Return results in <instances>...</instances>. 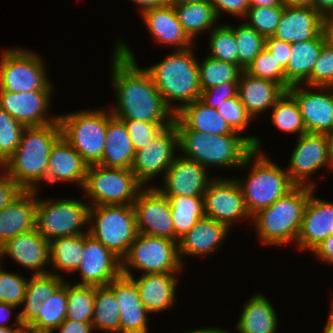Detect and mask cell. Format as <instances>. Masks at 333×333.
Instances as JSON below:
<instances>
[{
  "mask_svg": "<svg viewBox=\"0 0 333 333\" xmlns=\"http://www.w3.org/2000/svg\"><path fill=\"white\" fill-rule=\"evenodd\" d=\"M174 226V241L178 242L205 216L203 196H166Z\"/></svg>",
  "mask_w": 333,
  "mask_h": 333,
  "instance_id": "cell-36",
  "label": "cell"
},
{
  "mask_svg": "<svg viewBox=\"0 0 333 333\" xmlns=\"http://www.w3.org/2000/svg\"><path fill=\"white\" fill-rule=\"evenodd\" d=\"M131 1L140 6L141 12L147 9L165 6L170 3V0H131Z\"/></svg>",
  "mask_w": 333,
  "mask_h": 333,
  "instance_id": "cell-59",
  "label": "cell"
},
{
  "mask_svg": "<svg viewBox=\"0 0 333 333\" xmlns=\"http://www.w3.org/2000/svg\"><path fill=\"white\" fill-rule=\"evenodd\" d=\"M333 8V0H314V9L322 16Z\"/></svg>",
  "mask_w": 333,
  "mask_h": 333,
  "instance_id": "cell-62",
  "label": "cell"
},
{
  "mask_svg": "<svg viewBox=\"0 0 333 333\" xmlns=\"http://www.w3.org/2000/svg\"><path fill=\"white\" fill-rule=\"evenodd\" d=\"M313 189L294 186L271 206L252 216L262 243L271 246L297 241L304 209Z\"/></svg>",
  "mask_w": 333,
  "mask_h": 333,
  "instance_id": "cell-5",
  "label": "cell"
},
{
  "mask_svg": "<svg viewBox=\"0 0 333 333\" xmlns=\"http://www.w3.org/2000/svg\"><path fill=\"white\" fill-rule=\"evenodd\" d=\"M76 271L82 279L77 284L106 286L122 274L121 259L86 233L82 262Z\"/></svg>",
  "mask_w": 333,
  "mask_h": 333,
  "instance_id": "cell-17",
  "label": "cell"
},
{
  "mask_svg": "<svg viewBox=\"0 0 333 333\" xmlns=\"http://www.w3.org/2000/svg\"><path fill=\"white\" fill-rule=\"evenodd\" d=\"M27 282L17 274L2 270L0 265V302L23 305Z\"/></svg>",
  "mask_w": 333,
  "mask_h": 333,
  "instance_id": "cell-50",
  "label": "cell"
},
{
  "mask_svg": "<svg viewBox=\"0 0 333 333\" xmlns=\"http://www.w3.org/2000/svg\"><path fill=\"white\" fill-rule=\"evenodd\" d=\"M289 164L286 170L290 181L295 186H308L316 189V184L306 183L308 176L326 164L333 168L328 155L326 135L306 133L299 136Z\"/></svg>",
  "mask_w": 333,
  "mask_h": 333,
  "instance_id": "cell-16",
  "label": "cell"
},
{
  "mask_svg": "<svg viewBox=\"0 0 333 333\" xmlns=\"http://www.w3.org/2000/svg\"><path fill=\"white\" fill-rule=\"evenodd\" d=\"M205 216L227 225L240 218H252L237 180L214 178L204 192Z\"/></svg>",
  "mask_w": 333,
  "mask_h": 333,
  "instance_id": "cell-15",
  "label": "cell"
},
{
  "mask_svg": "<svg viewBox=\"0 0 333 333\" xmlns=\"http://www.w3.org/2000/svg\"><path fill=\"white\" fill-rule=\"evenodd\" d=\"M59 333H91L93 329L92 322H78L65 319L57 328Z\"/></svg>",
  "mask_w": 333,
  "mask_h": 333,
  "instance_id": "cell-57",
  "label": "cell"
},
{
  "mask_svg": "<svg viewBox=\"0 0 333 333\" xmlns=\"http://www.w3.org/2000/svg\"><path fill=\"white\" fill-rule=\"evenodd\" d=\"M144 186L131 169L89 165L82 189L97 205H130Z\"/></svg>",
  "mask_w": 333,
  "mask_h": 333,
  "instance_id": "cell-11",
  "label": "cell"
},
{
  "mask_svg": "<svg viewBox=\"0 0 333 333\" xmlns=\"http://www.w3.org/2000/svg\"><path fill=\"white\" fill-rule=\"evenodd\" d=\"M265 48L273 54V57L280 62L281 66L286 69L291 52V43L277 38H265Z\"/></svg>",
  "mask_w": 333,
  "mask_h": 333,
  "instance_id": "cell-55",
  "label": "cell"
},
{
  "mask_svg": "<svg viewBox=\"0 0 333 333\" xmlns=\"http://www.w3.org/2000/svg\"><path fill=\"white\" fill-rule=\"evenodd\" d=\"M130 266L143 271L142 274H177L183 267L178 253V242L165 237L138 233L121 260L123 275L134 276L129 269Z\"/></svg>",
  "mask_w": 333,
  "mask_h": 333,
  "instance_id": "cell-9",
  "label": "cell"
},
{
  "mask_svg": "<svg viewBox=\"0 0 333 333\" xmlns=\"http://www.w3.org/2000/svg\"><path fill=\"white\" fill-rule=\"evenodd\" d=\"M135 152L124 122L109 111L106 143L99 165L107 168L131 169Z\"/></svg>",
  "mask_w": 333,
  "mask_h": 333,
  "instance_id": "cell-32",
  "label": "cell"
},
{
  "mask_svg": "<svg viewBox=\"0 0 333 333\" xmlns=\"http://www.w3.org/2000/svg\"><path fill=\"white\" fill-rule=\"evenodd\" d=\"M322 24H333V8L322 16Z\"/></svg>",
  "mask_w": 333,
  "mask_h": 333,
  "instance_id": "cell-69",
  "label": "cell"
},
{
  "mask_svg": "<svg viewBox=\"0 0 333 333\" xmlns=\"http://www.w3.org/2000/svg\"><path fill=\"white\" fill-rule=\"evenodd\" d=\"M322 32V15L313 7L284 6L274 38L291 44L315 39Z\"/></svg>",
  "mask_w": 333,
  "mask_h": 333,
  "instance_id": "cell-24",
  "label": "cell"
},
{
  "mask_svg": "<svg viewBox=\"0 0 333 333\" xmlns=\"http://www.w3.org/2000/svg\"><path fill=\"white\" fill-rule=\"evenodd\" d=\"M90 204L74 199L38 200L35 229L47 240L89 233L81 227L89 223ZM86 232V233H85Z\"/></svg>",
  "mask_w": 333,
  "mask_h": 333,
  "instance_id": "cell-10",
  "label": "cell"
},
{
  "mask_svg": "<svg viewBox=\"0 0 333 333\" xmlns=\"http://www.w3.org/2000/svg\"><path fill=\"white\" fill-rule=\"evenodd\" d=\"M238 96V82H224L201 92L200 100L208 107L216 109L228 98Z\"/></svg>",
  "mask_w": 333,
  "mask_h": 333,
  "instance_id": "cell-53",
  "label": "cell"
},
{
  "mask_svg": "<svg viewBox=\"0 0 333 333\" xmlns=\"http://www.w3.org/2000/svg\"><path fill=\"white\" fill-rule=\"evenodd\" d=\"M89 235L121 260L135 240L138 230L133 205H90Z\"/></svg>",
  "mask_w": 333,
  "mask_h": 333,
  "instance_id": "cell-7",
  "label": "cell"
},
{
  "mask_svg": "<svg viewBox=\"0 0 333 333\" xmlns=\"http://www.w3.org/2000/svg\"><path fill=\"white\" fill-rule=\"evenodd\" d=\"M284 6L283 0H250V7Z\"/></svg>",
  "mask_w": 333,
  "mask_h": 333,
  "instance_id": "cell-61",
  "label": "cell"
},
{
  "mask_svg": "<svg viewBox=\"0 0 333 333\" xmlns=\"http://www.w3.org/2000/svg\"><path fill=\"white\" fill-rule=\"evenodd\" d=\"M112 61V84L117 107L110 111L120 120H140L155 124H172L175 113L165 104L152 76L139 68L129 45L117 42Z\"/></svg>",
  "mask_w": 333,
  "mask_h": 333,
  "instance_id": "cell-1",
  "label": "cell"
},
{
  "mask_svg": "<svg viewBox=\"0 0 333 333\" xmlns=\"http://www.w3.org/2000/svg\"><path fill=\"white\" fill-rule=\"evenodd\" d=\"M66 311L67 283L64 282L46 301L45 318H37L28 329L36 333H53L66 319Z\"/></svg>",
  "mask_w": 333,
  "mask_h": 333,
  "instance_id": "cell-43",
  "label": "cell"
},
{
  "mask_svg": "<svg viewBox=\"0 0 333 333\" xmlns=\"http://www.w3.org/2000/svg\"><path fill=\"white\" fill-rule=\"evenodd\" d=\"M259 152L255 149L251 151V161L254 162L247 181L238 180L251 217L271 206L295 186L290 181L287 170Z\"/></svg>",
  "mask_w": 333,
  "mask_h": 333,
  "instance_id": "cell-6",
  "label": "cell"
},
{
  "mask_svg": "<svg viewBox=\"0 0 333 333\" xmlns=\"http://www.w3.org/2000/svg\"><path fill=\"white\" fill-rule=\"evenodd\" d=\"M229 227L221 222L204 216L178 241V253L182 262L183 255L202 256L211 253L224 241ZM183 254V255H182Z\"/></svg>",
  "mask_w": 333,
  "mask_h": 333,
  "instance_id": "cell-30",
  "label": "cell"
},
{
  "mask_svg": "<svg viewBox=\"0 0 333 333\" xmlns=\"http://www.w3.org/2000/svg\"><path fill=\"white\" fill-rule=\"evenodd\" d=\"M17 306L13 304L0 302V327H9L5 325V321L8 320L10 314H12L11 309H15Z\"/></svg>",
  "mask_w": 333,
  "mask_h": 333,
  "instance_id": "cell-60",
  "label": "cell"
},
{
  "mask_svg": "<svg viewBox=\"0 0 333 333\" xmlns=\"http://www.w3.org/2000/svg\"><path fill=\"white\" fill-rule=\"evenodd\" d=\"M201 1H209V0H170V4H191Z\"/></svg>",
  "mask_w": 333,
  "mask_h": 333,
  "instance_id": "cell-70",
  "label": "cell"
},
{
  "mask_svg": "<svg viewBox=\"0 0 333 333\" xmlns=\"http://www.w3.org/2000/svg\"><path fill=\"white\" fill-rule=\"evenodd\" d=\"M315 88L320 93L307 91L300 84L290 86L287 92L299 106L307 133L326 134L333 129V87Z\"/></svg>",
  "mask_w": 333,
  "mask_h": 333,
  "instance_id": "cell-18",
  "label": "cell"
},
{
  "mask_svg": "<svg viewBox=\"0 0 333 333\" xmlns=\"http://www.w3.org/2000/svg\"><path fill=\"white\" fill-rule=\"evenodd\" d=\"M286 91L277 82L253 77L244 70L238 80V97L252 119L268 108L272 109Z\"/></svg>",
  "mask_w": 333,
  "mask_h": 333,
  "instance_id": "cell-27",
  "label": "cell"
},
{
  "mask_svg": "<svg viewBox=\"0 0 333 333\" xmlns=\"http://www.w3.org/2000/svg\"><path fill=\"white\" fill-rule=\"evenodd\" d=\"M95 286L67 283L66 319L92 322L94 314Z\"/></svg>",
  "mask_w": 333,
  "mask_h": 333,
  "instance_id": "cell-41",
  "label": "cell"
},
{
  "mask_svg": "<svg viewBox=\"0 0 333 333\" xmlns=\"http://www.w3.org/2000/svg\"><path fill=\"white\" fill-rule=\"evenodd\" d=\"M62 136L88 165L99 164L106 143L108 113L104 109L58 115Z\"/></svg>",
  "mask_w": 333,
  "mask_h": 333,
  "instance_id": "cell-8",
  "label": "cell"
},
{
  "mask_svg": "<svg viewBox=\"0 0 333 333\" xmlns=\"http://www.w3.org/2000/svg\"><path fill=\"white\" fill-rule=\"evenodd\" d=\"M192 48L175 50L154 66L146 67L165 104L176 113L183 105L200 99L198 60ZM170 101L184 104L172 106Z\"/></svg>",
  "mask_w": 333,
  "mask_h": 333,
  "instance_id": "cell-4",
  "label": "cell"
},
{
  "mask_svg": "<svg viewBox=\"0 0 333 333\" xmlns=\"http://www.w3.org/2000/svg\"><path fill=\"white\" fill-rule=\"evenodd\" d=\"M175 273L142 274L138 280L131 277L137 286L139 297L149 313L162 312L175 301L177 279Z\"/></svg>",
  "mask_w": 333,
  "mask_h": 333,
  "instance_id": "cell-31",
  "label": "cell"
},
{
  "mask_svg": "<svg viewBox=\"0 0 333 333\" xmlns=\"http://www.w3.org/2000/svg\"><path fill=\"white\" fill-rule=\"evenodd\" d=\"M22 333H36L34 330L26 328Z\"/></svg>",
  "mask_w": 333,
  "mask_h": 333,
  "instance_id": "cell-71",
  "label": "cell"
},
{
  "mask_svg": "<svg viewBox=\"0 0 333 333\" xmlns=\"http://www.w3.org/2000/svg\"><path fill=\"white\" fill-rule=\"evenodd\" d=\"M284 6L313 7L314 0H283Z\"/></svg>",
  "mask_w": 333,
  "mask_h": 333,
  "instance_id": "cell-65",
  "label": "cell"
},
{
  "mask_svg": "<svg viewBox=\"0 0 333 333\" xmlns=\"http://www.w3.org/2000/svg\"><path fill=\"white\" fill-rule=\"evenodd\" d=\"M15 319L17 324L16 328L0 327V333H22L26 327L22 325L19 314L15 317Z\"/></svg>",
  "mask_w": 333,
  "mask_h": 333,
  "instance_id": "cell-64",
  "label": "cell"
},
{
  "mask_svg": "<svg viewBox=\"0 0 333 333\" xmlns=\"http://www.w3.org/2000/svg\"><path fill=\"white\" fill-rule=\"evenodd\" d=\"M130 135L133 146L139 150L148 145L153 138L165 127L171 124H155L140 120H122Z\"/></svg>",
  "mask_w": 333,
  "mask_h": 333,
  "instance_id": "cell-52",
  "label": "cell"
},
{
  "mask_svg": "<svg viewBox=\"0 0 333 333\" xmlns=\"http://www.w3.org/2000/svg\"><path fill=\"white\" fill-rule=\"evenodd\" d=\"M62 136L57 122L25 127L16 151L0 168L22 190H37L36 184L46 180L52 146Z\"/></svg>",
  "mask_w": 333,
  "mask_h": 333,
  "instance_id": "cell-3",
  "label": "cell"
},
{
  "mask_svg": "<svg viewBox=\"0 0 333 333\" xmlns=\"http://www.w3.org/2000/svg\"><path fill=\"white\" fill-rule=\"evenodd\" d=\"M328 317L329 318L324 328V333H333V306L330 307V313Z\"/></svg>",
  "mask_w": 333,
  "mask_h": 333,
  "instance_id": "cell-68",
  "label": "cell"
},
{
  "mask_svg": "<svg viewBox=\"0 0 333 333\" xmlns=\"http://www.w3.org/2000/svg\"><path fill=\"white\" fill-rule=\"evenodd\" d=\"M242 69L229 62L207 56L198 63V77L201 92L224 82H238Z\"/></svg>",
  "mask_w": 333,
  "mask_h": 333,
  "instance_id": "cell-40",
  "label": "cell"
},
{
  "mask_svg": "<svg viewBox=\"0 0 333 333\" xmlns=\"http://www.w3.org/2000/svg\"><path fill=\"white\" fill-rule=\"evenodd\" d=\"M178 148L182 157L193 160L207 168H239L251 165V151L260 150L261 143L255 136L240 137L239 134L212 135L195 130H177Z\"/></svg>",
  "mask_w": 333,
  "mask_h": 333,
  "instance_id": "cell-2",
  "label": "cell"
},
{
  "mask_svg": "<svg viewBox=\"0 0 333 333\" xmlns=\"http://www.w3.org/2000/svg\"><path fill=\"white\" fill-rule=\"evenodd\" d=\"M42 59L25 49H6L0 59V89L9 92L53 90Z\"/></svg>",
  "mask_w": 333,
  "mask_h": 333,
  "instance_id": "cell-12",
  "label": "cell"
},
{
  "mask_svg": "<svg viewBox=\"0 0 333 333\" xmlns=\"http://www.w3.org/2000/svg\"><path fill=\"white\" fill-rule=\"evenodd\" d=\"M276 316L271 302L263 294H256L244 305L236 327L239 333H276Z\"/></svg>",
  "mask_w": 333,
  "mask_h": 333,
  "instance_id": "cell-35",
  "label": "cell"
},
{
  "mask_svg": "<svg viewBox=\"0 0 333 333\" xmlns=\"http://www.w3.org/2000/svg\"><path fill=\"white\" fill-rule=\"evenodd\" d=\"M207 169L196 161L176 156L163 176L164 196H203L213 179L207 178Z\"/></svg>",
  "mask_w": 333,
  "mask_h": 333,
  "instance_id": "cell-20",
  "label": "cell"
},
{
  "mask_svg": "<svg viewBox=\"0 0 333 333\" xmlns=\"http://www.w3.org/2000/svg\"><path fill=\"white\" fill-rule=\"evenodd\" d=\"M244 71L253 77L277 82L286 90L290 87L285 79V69L265 47Z\"/></svg>",
  "mask_w": 333,
  "mask_h": 333,
  "instance_id": "cell-46",
  "label": "cell"
},
{
  "mask_svg": "<svg viewBox=\"0 0 333 333\" xmlns=\"http://www.w3.org/2000/svg\"><path fill=\"white\" fill-rule=\"evenodd\" d=\"M283 9L284 6L250 7L245 15L250 23H246L264 38L272 37L277 30Z\"/></svg>",
  "mask_w": 333,
  "mask_h": 333,
  "instance_id": "cell-48",
  "label": "cell"
},
{
  "mask_svg": "<svg viewBox=\"0 0 333 333\" xmlns=\"http://www.w3.org/2000/svg\"><path fill=\"white\" fill-rule=\"evenodd\" d=\"M209 48V57L238 65L235 34L228 25L212 29Z\"/></svg>",
  "mask_w": 333,
  "mask_h": 333,
  "instance_id": "cell-45",
  "label": "cell"
},
{
  "mask_svg": "<svg viewBox=\"0 0 333 333\" xmlns=\"http://www.w3.org/2000/svg\"><path fill=\"white\" fill-rule=\"evenodd\" d=\"M312 252L325 263L333 264V234L324 239Z\"/></svg>",
  "mask_w": 333,
  "mask_h": 333,
  "instance_id": "cell-58",
  "label": "cell"
},
{
  "mask_svg": "<svg viewBox=\"0 0 333 333\" xmlns=\"http://www.w3.org/2000/svg\"><path fill=\"white\" fill-rule=\"evenodd\" d=\"M177 130H195L212 135L238 134L216 109L208 107L200 99L183 105L176 113Z\"/></svg>",
  "mask_w": 333,
  "mask_h": 333,
  "instance_id": "cell-29",
  "label": "cell"
},
{
  "mask_svg": "<svg viewBox=\"0 0 333 333\" xmlns=\"http://www.w3.org/2000/svg\"><path fill=\"white\" fill-rule=\"evenodd\" d=\"M141 15L154 41L175 45L176 50L192 47L193 41L184 32L172 4L147 9Z\"/></svg>",
  "mask_w": 333,
  "mask_h": 333,
  "instance_id": "cell-28",
  "label": "cell"
},
{
  "mask_svg": "<svg viewBox=\"0 0 333 333\" xmlns=\"http://www.w3.org/2000/svg\"><path fill=\"white\" fill-rule=\"evenodd\" d=\"M309 87H333V47L323 44L311 76L304 82Z\"/></svg>",
  "mask_w": 333,
  "mask_h": 333,
  "instance_id": "cell-49",
  "label": "cell"
},
{
  "mask_svg": "<svg viewBox=\"0 0 333 333\" xmlns=\"http://www.w3.org/2000/svg\"><path fill=\"white\" fill-rule=\"evenodd\" d=\"M64 282V279L54 272L32 275L26 286L24 309L19 313L23 326L28 328L37 318H45L46 301Z\"/></svg>",
  "mask_w": 333,
  "mask_h": 333,
  "instance_id": "cell-33",
  "label": "cell"
},
{
  "mask_svg": "<svg viewBox=\"0 0 333 333\" xmlns=\"http://www.w3.org/2000/svg\"><path fill=\"white\" fill-rule=\"evenodd\" d=\"M310 193L296 243L300 250H313L333 234V203L314 197Z\"/></svg>",
  "mask_w": 333,
  "mask_h": 333,
  "instance_id": "cell-23",
  "label": "cell"
},
{
  "mask_svg": "<svg viewBox=\"0 0 333 333\" xmlns=\"http://www.w3.org/2000/svg\"><path fill=\"white\" fill-rule=\"evenodd\" d=\"M172 5L184 32L192 41L196 35L215 25L218 19L210 1Z\"/></svg>",
  "mask_w": 333,
  "mask_h": 333,
  "instance_id": "cell-37",
  "label": "cell"
},
{
  "mask_svg": "<svg viewBox=\"0 0 333 333\" xmlns=\"http://www.w3.org/2000/svg\"><path fill=\"white\" fill-rule=\"evenodd\" d=\"M216 110L224 117L230 127L238 133L245 130L252 119L238 96L224 100L218 105Z\"/></svg>",
  "mask_w": 333,
  "mask_h": 333,
  "instance_id": "cell-51",
  "label": "cell"
},
{
  "mask_svg": "<svg viewBox=\"0 0 333 333\" xmlns=\"http://www.w3.org/2000/svg\"><path fill=\"white\" fill-rule=\"evenodd\" d=\"M25 126L0 107V166L16 151Z\"/></svg>",
  "mask_w": 333,
  "mask_h": 333,
  "instance_id": "cell-47",
  "label": "cell"
},
{
  "mask_svg": "<svg viewBox=\"0 0 333 333\" xmlns=\"http://www.w3.org/2000/svg\"><path fill=\"white\" fill-rule=\"evenodd\" d=\"M235 34L238 66L245 70L254 58L264 49L265 38L247 23L238 27L228 25Z\"/></svg>",
  "mask_w": 333,
  "mask_h": 333,
  "instance_id": "cell-44",
  "label": "cell"
},
{
  "mask_svg": "<svg viewBox=\"0 0 333 333\" xmlns=\"http://www.w3.org/2000/svg\"><path fill=\"white\" fill-rule=\"evenodd\" d=\"M219 18L223 10L233 16L244 17L250 8V0H209Z\"/></svg>",
  "mask_w": 333,
  "mask_h": 333,
  "instance_id": "cell-54",
  "label": "cell"
},
{
  "mask_svg": "<svg viewBox=\"0 0 333 333\" xmlns=\"http://www.w3.org/2000/svg\"><path fill=\"white\" fill-rule=\"evenodd\" d=\"M113 292L120 312V333H147V314L135 281L121 274L107 285Z\"/></svg>",
  "mask_w": 333,
  "mask_h": 333,
  "instance_id": "cell-21",
  "label": "cell"
},
{
  "mask_svg": "<svg viewBox=\"0 0 333 333\" xmlns=\"http://www.w3.org/2000/svg\"><path fill=\"white\" fill-rule=\"evenodd\" d=\"M178 148V132L175 124L163 128L145 147L136 150L131 171L137 180L145 186L148 180L159 173L164 175L173 163Z\"/></svg>",
  "mask_w": 333,
  "mask_h": 333,
  "instance_id": "cell-13",
  "label": "cell"
},
{
  "mask_svg": "<svg viewBox=\"0 0 333 333\" xmlns=\"http://www.w3.org/2000/svg\"><path fill=\"white\" fill-rule=\"evenodd\" d=\"M140 234L174 240L170 201L157 187H144L132 204Z\"/></svg>",
  "mask_w": 333,
  "mask_h": 333,
  "instance_id": "cell-14",
  "label": "cell"
},
{
  "mask_svg": "<svg viewBox=\"0 0 333 333\" xmlns=\"http://www.w3.org/2000/svg\"><path fill=\"white\" fill-rule=\"evenodd\" d=\"M324 43V36L321 32L315 39L291 44L290 57L285 69V79L290 86L303 85V82L311 76Z\"/></svg>",
  "mask_w": 333,
  "mask_h": 333,
  "instance_id": "cell-34",
  "label": "cell"
},
{
  "mask_svg": "<svg viewBox=\"0 0 333 333\" xmlns=\"http://www.w3.org/2000/svg\"><path fill=\"white\" fill-rule=\"evenodd\" d=\"M38 190H21L0 211V246L18 234L35 229Z\"/></svg>",
  "mask_w": 333,
  "mask_h": 333,
  "instance_id": "cell-25",
  "label": "cell"
},
{
  "mask_svg": "<svg viewBox=\"0 0 333 333\" xmlns=\"http://www.w3.org/2000/svg\"><path fill=\"white\" fill-rule=\"evenodd\" d=\"M93 328L120 333V312L114 292L106 286H95Z\"/></svg>",
  "mask_w": 333,
  "mask_h": 333,
  "instance_id": "cell-39",
  "label": "cell"
},
{
  "mask_svg": "<svg viewBox=\"0 0 333 333\" xmlns=\"http://www.w3.org/2000/svg\"><path fill=\"white\" fill-rule=\"evenodd\" d=\"M52 90L9 92L0 89V107L25 127L42 126L58 121V115L47 119Z\"/></svg>",
  "mask_w": 333,
  "mask_h": 333,
  "instance_id": "cell-19",
  "label": "cell"
},
{
  "mask_svg": "<svg viewBox=\"0 0 333 333\" xmlns=\"http://www.w3.org/2000/svg\"><path fill=\"white\" fill-rule=\"evenodd\" d=\"M322 34L325 43L333 47V24H322Z\"/></svg>",
  "mask_w": 333,
  "mask_h": 333,
  "instance_id": "cell-63",
  "label": "cell"
},
{
  "mask_svg": "<svg viewBox=\"0 0 333 333\" xmlns=\"http://www.w3.org/2000/svg\"><path fill=\"white\" fill-rule=\"evenodd\" d=\"M184 333H230L229 331H225L223 329L220 328H213V327H209V328H204V329H197L194 331H188V332H184Z\"/></svg>",
  "mask_w": 333,
  "mask_h": 333,
  "instance_id": "cell-67",
  "label": "cell"
},
{
  "mask_svg": "<svg viewBox=\"0 0 333 333\" xmlns=\"http://www.w3.org/2000/svg\"><path fill=\"white\" fill-rule=\"evenodd\" d=\"M21 190L22 189L7 175V173L1 175L0 211L3 210Z\"/></svg>",
  "mask_w": 333,
  "mask_h": 333,
  "instance_id": "cell-56",
  "label": "cell"
},
{
  "mask_svg": "<svg viewBox=\"0 0 333 333\" xmlns=\"http://www.w3.org/2000/svg\"><path fill=\"white\" fill-rule=\"evenodd\" d=\"M88 164L82 156L61 136L52 146L46 181L50 184L55 182H76L83 188Z\"/></svg>",
  "mask_w": 333,
  "mask_h": 333,
  "instance_id": "cell-26",
  "label": "cell"
},
{
  "mask_svg": "<svg viewBox=\"0 0 333 333\" xmlns=\"http://www.w3.org/2000/svg\"><path fill=\"white\" fill-rule=\"evenodd\" d=\"M272 122L284 132L298 133V137L307 133L296 100L286 91L272 107Z\"/></svg>",
  "mask_w": 333,
  "mask_h": 333,
  "instance_id": "cell-42",
  "label": "cell"
},
{
  "mask_svg": "<svg viewBox=\"0 0 333 333\" xmlns=\"http://www.w3.org/2000/svg\"><path fill=\"white\" fill-rule=\"evenodd\" d=\"M49 241L36 229L18 234L1 246V258L7 255L21 266L34 271L33 275L51 273L43 268L50 263Z\"/></svg>",
  "mask_w": 333,
  "mask_h": 333,
  "instance_id": "cell-22",
  "label": "cell"
},
{
  "mask_svg": "<svg viewBox=\"0 0 333 333\" xmlns=\"http://www.w3.org/2000/svg\"><path fill=\"white\" fill-rule=\"evenodd\" d=\"M327 144H328V155L333 166V129L326 134Z\"/></svg>",
  "mask_w": 333,
  "mask_h": 333,
  "instance_id": "cell-66",
  "label": "cell"
},
{
  "mask_svg": "<svg viewBox=\"0 0 333 333\" xmlns=\"http://www.w3.org/2000/svg\"><path fill=\"white\" fill-rule=\"evenodd\" d=\"M50 264L67 272H76L83 258L84 234L55 238L49 242Z\"/></svg>",
  "mask_w": 333,
  "mask_h": 333,
  "instance_id": "cell-38",
  "label": "cell"
}]
</instances>
